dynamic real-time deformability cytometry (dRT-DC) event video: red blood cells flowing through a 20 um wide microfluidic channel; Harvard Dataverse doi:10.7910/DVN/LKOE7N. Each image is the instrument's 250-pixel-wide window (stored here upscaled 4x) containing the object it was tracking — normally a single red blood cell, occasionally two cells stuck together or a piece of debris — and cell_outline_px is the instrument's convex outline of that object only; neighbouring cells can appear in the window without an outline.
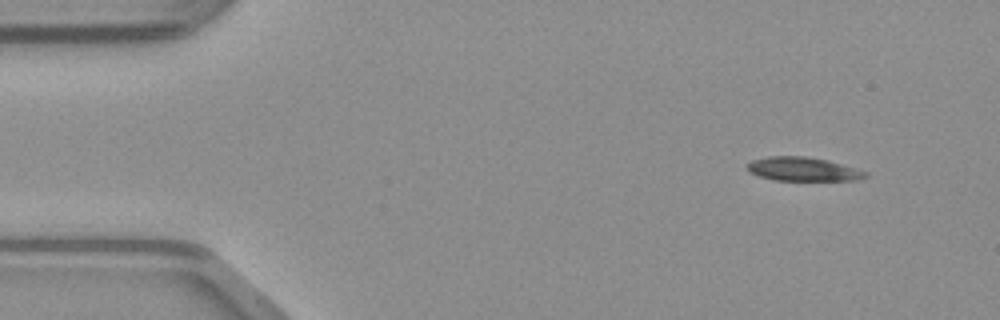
{"species": "common noctule bat (a hibernating species)", "species_latin": "Nyctalus noctula", "temperature_condition": "warm", "stored_images_in_passage": 18, "camera_frame_rate_fps": 3000, "um_per_image_px": 0.085, "animal": {"sex": "male", "body_mass_g": 23.1, "forearm_length_mm": 52.7}, "frame": {"image": 1, "passage_image": 1, "time_ms": 0.0, "image_size_px": [1000, 320], "cell_outline_px": [[868, 176], [860, 180], [772, 180], [748, 172], [744, 168], [744, 164], [752, 160], [768, 156], [808, 156], [828, 160], [868, 172]], "centroid_in_image_um": [68.2, 14.37], "position_along_channel_um": 16.8, "area_um2": 16.65}}
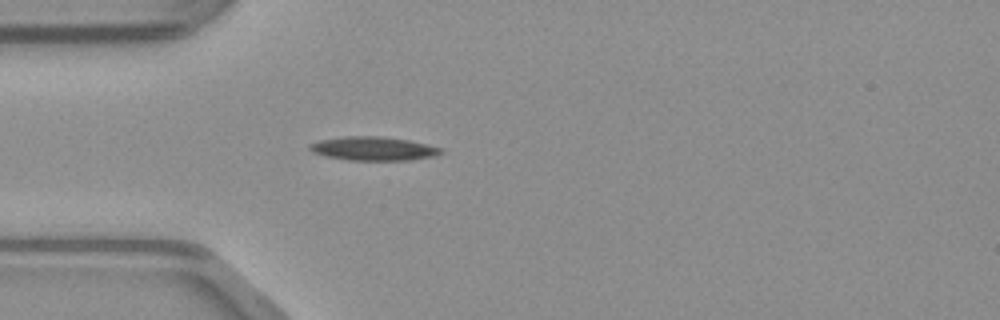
{"frame": {"image": 2, "passage_image": 10, "time_ms": 3.0, "image_size_px": [1000, 320], "cell_outline_px": [[444, 152], [436, 156], [408, 160], [348, 160], [324, 156], [312, 152], [308, 148], [308, 144], [320, 140], [344, 136], [380, 136], [408, 140], [444, 148]], "centroid_in_image_um": [31.74, 12.63], "position_along_channel_um": 53.3, "area_um2": 18.32}}
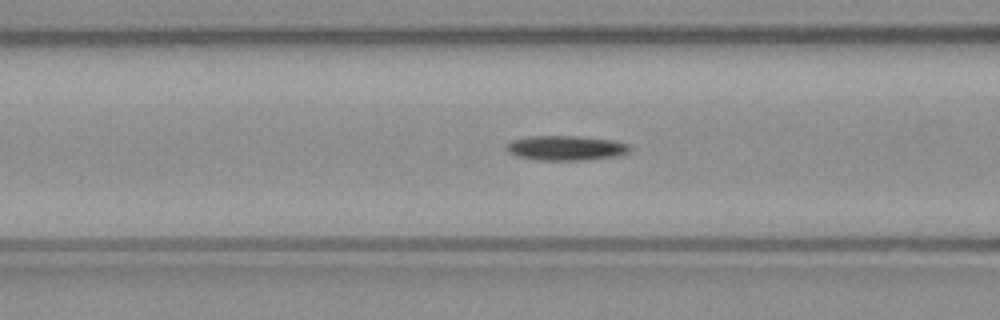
{"frame": {"image": 3, "passage_image": 15, "time_ms": 4.667, "image_size_px": [1000, 320], "cell_outline_px": [[632, 152], [620, 156], [588, 160], [540, 160], [516, 156], [508, 152], [504, 148], [504, 144], [512, 140], [528, 136], [580, 136], [612, 140], [632, 144]], "centroid_in_image_um": [48.15, 12.58], "position_along_channel_um": 118.4, "area_um2": 18.32}}